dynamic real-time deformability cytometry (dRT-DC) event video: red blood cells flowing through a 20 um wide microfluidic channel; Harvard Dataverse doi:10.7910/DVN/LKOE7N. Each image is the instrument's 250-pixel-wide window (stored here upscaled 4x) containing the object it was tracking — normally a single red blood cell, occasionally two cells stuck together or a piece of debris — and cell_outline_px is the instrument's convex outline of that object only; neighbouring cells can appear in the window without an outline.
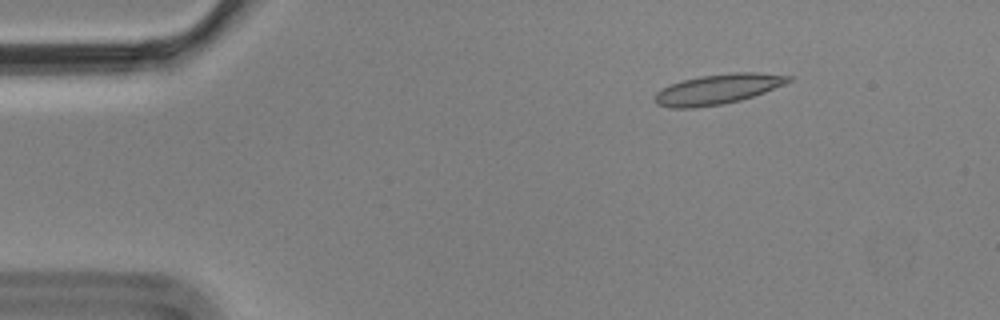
{"species": "Egyptian fruit bat (a non-hibernating species)", "species_latin": "Rousettus aegyptiacus", "temperature_condition": "cold", "stored_images_in_passage": 3, "camera_frame_rate_fps": 3000, "um_per_image_px": 0.085, "animal": {"sex": "male"}, "frame": {"image": 1, "passage_image": 1, "time_ms": 0.0, "image_size_px": [1000, 320], "cell_outline_px": [[792, 80], [784, 84], [764, 92], [740, 100], [724, 104], [692, 108], [672, 108], [656, 104], [656, 92], [660, 88], [680, 80], [700, 76], [732, 72], [756, 72], [792, 76]], "centroid_in_image_um": [60.98, 7.57], "position_along_channel_um": 24.0, "area_um2": 23.41}}